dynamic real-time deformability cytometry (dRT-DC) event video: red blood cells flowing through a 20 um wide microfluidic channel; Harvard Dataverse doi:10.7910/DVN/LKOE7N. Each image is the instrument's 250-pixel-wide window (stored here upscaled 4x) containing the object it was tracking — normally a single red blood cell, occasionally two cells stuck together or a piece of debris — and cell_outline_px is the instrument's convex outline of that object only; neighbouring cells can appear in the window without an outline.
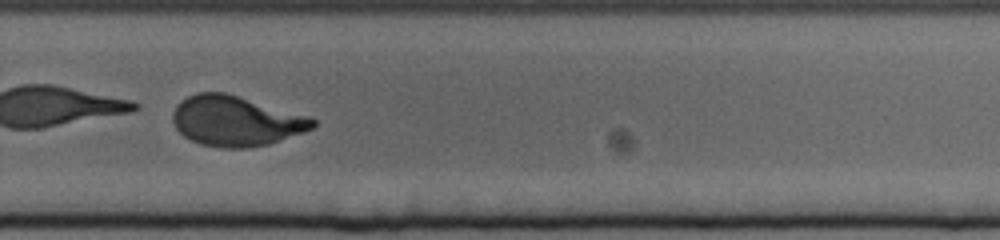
{"species": "human", "species_latin": "Homo sapiens", "temperature_condition": "cold", "stored_images_in_passage": 39, "camera_frame_rate_fps": 3000, "um_per_image_px": 0.085, "donor": {"sex": "female"}, "frame": {"image": 1, "passage_image": 28, "time_ms": 9.0, "image_size_px": [1000, 240], "cell_outline_px": [[316, 124], [312, 128], [304, 132], [268, 144], [248, 148], [220, 148], [200, 144], [184, 136], [176, 128], [172, 120], [172, 112], [176, 104], [180, 100], [196, 92], [224, 92], [304, 116], [316, 120]], "centroid_in_image_um": [19.97, 10.29], "position_along_channel_um": 309.8, "area_um2": 40.46}}